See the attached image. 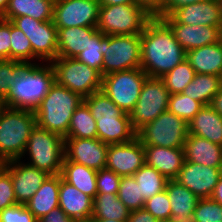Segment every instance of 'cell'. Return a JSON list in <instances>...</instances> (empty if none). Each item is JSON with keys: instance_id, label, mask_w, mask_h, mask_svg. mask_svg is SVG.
<instances>
[{"instance_id": "obj_1", "label": "cell", "mask_w": 222, "mask_h": 222, "mask_svg": "<svg viewBox=\"0 0 222 222\" xmlns=\"http://www.w3.org/2000/svg\"><path fill=\"white\" fill-rule=\"evenodd\" d=\"M140 37V68L148 77L162 78L186 59V51L162 18L151 17Z\"/></svg>"}, {"instance_id": "obj_2", "label": "cell", "mask_w": 222, "mask_h": 222, "mask_svg": "<svg viewBox=\"0 0 222 222\" xmlns=\"http://www.w3.org/2000/svg\"><path fill=\"white\" fill-rule=\"evenodd\" d=\"M55 82L51 63L25 64L4 99L6 107L34 111Z\"/></svg>"}, {"instance_id": "obj_3", "label": "cell", "mask_w": 222, "mask_h": 222, "mask_svg": "<svg viewBox=\"0 0 222 222\" xmlns=\"http://www.w3.org/2000/svg\"><path fill=\"white\" fill-rule=\"evenodd\" d=\"M82 102L83 98L79 94L55 81L34 110L36 123L39 127L65 138L72 115Z\"/></svg>"}, {"instance_id": "obj_4", "label": "cell", "mask_w": 222, "mask_h": 222, "mask_svg": "<svg viewBox=\"0 0 222 222\" xmlns=\"http://www.w3.org/2000/svg\"><path fill=\"white\" fill-rule=\"evenodd\" d=\"M32 110L6 107L0 115V164L23 156L32 129L36 126Z\"/></svg>"}, {"instance_id": "obj_5", "label": "cell", "mask_w": 222, "mask_h": 222, "mask_svg": "<svg viewBox=\"0 0 222 222\" xmlns=\"http://www.w3.org/2000/svg\"><path fill=\"white\" fill-rule=\"evenodd\" d=\"M64 146L63 137L36 124L20 160L26 158L27 155L28 165L36 167L50 176H55L61 173L65 156Z\"/></svg>"}, {"instance_id": "obj_6", "label": "cell", "mask_w": 222, "mask_h": 222, "mask_svg": "<svg viewBox=\"0 0 222 222\" xmlns=\"http://www.w3.org/2000/svg\"><path fill=\"white\" fill-rule=\"evenodd\" d=\"M151 17L136 3L100 5L97 29L105 35L141 34Z\"/></svg>"}, {"instance_id": "obj_7", "label": "cell", "mask_w": 222, "mask_h": 222, "mask_svg": "<svg viewBox=\"0 0 222 222\" xmlns=\"http://www.w3.org/2000/svg\"><path fill=\"white\" fill-rule=\"evenodd\" d=\"M188 135V122L168 110L136 132L142 145L166 148H184Z\"/></svg>"}, {"instance_id": "obj_8", "label": "cell", "mask_w": 222, "mask_h": 222, "mask_svg": "<svg viewBox=\"0 0 222 222\" xmlns=\"http://www.w3.org/2000/svg\"><path fill=\"white\" fill-rule=\"evenodd\" d=\"M51 64L55 81L82 98L102 89L101 73L75 58L57 57Z\"/></svg>"}, {"instance_id": "obj_9", "label": "cell", "mask_w": 222, "mask_h": 222, "mask_svg": "<svg viewBox=\"0 0 222 222\" xmlns=\"http://www.w3.org/2000/svg\"><path fill=\"white\" fill-rule=\"evenodd\" d=\"M103 55L102 77L117 71L140 68V34L105 35Z\"/></svg>"}, {"instance_id": "obj_10", "label": "cell", "mask_w": 222, "mask_h": 222, "mask_svg": "<svg viewBox=\"0 0 222 222\" xmlns=\"http://www.w3.org/2000/svg\"><path fill=\"white\" fill-rule=\"evenodd\" d=\"M147 77L141 68L113 72L102 77L101 91L123 112L130 114Z\"/></svg>"}, {"instance_id": "obj_11", "label": "cell", "mask_w": 222, "mask_h": 222, "mask_svg": "<svg viewBox=\"0 0 222 222\" xmlns=\"http://www.w3.org/2000/svg\"><path fill=\"white\" fill-rule=\"evenodd\" d=\"M170 93L161 78L147 77L142 85L139 99L131 111L130 120L137 132L168 109Z\"/></svg>"}, {"instance_id": "obj_12", "label": "cell", "mask_w": 222, "mask_h": 222, "mask_svg": "<svg viewBox=\"0 0 222 222\" xmlns=\"http://www.w3.org/2000/svg\"><path fill=\"white\" fill-rule=\"evenodd\" d=\"M11 22L21 29L31 42L33 64H38V61L51 63L57 58V28L52 20L42 22L29 16H20Z\"/></svg>"}, {"instance_id": "obj_13", "label": "cell", "mask_w": 222, "mask_h": 222, "mask_svg": "<svg viewBox=\"0 0 222 222\" xmlns=\"http://www.w3.org/2000/svg\"><path fill=\"white\" fill-rule=\"evenodd\" d=\"M98 0H55L53 23L56 28L97 26Z\"/></svg>"}, {"instance_id": "obj_14", "label": "cell", "mask_w": 222, "mask_h": 222, "mask_svg": "<svg viewBox=\"0 0 222 222\" xmlns=\"http://www.w3.org/2000/svg\"><path fill=\"white\" fill-rule=\"evenodd\" d=\"M145 164L144 146L136 137L126 143L109 144L106 169L120 177L134 175Z\"/></svg>"}, {"instance_id": "obj_15", "label": "cell", "mask_w": 222, "mask_h": 222, "mask_svg": "<svg viewBox=\"0 0 222 222\" xmlns=\"http://www.w3.org/2000/svg\"><path fill=\"white\" fill-rule=\"evenodd\" d=\"M11 175L16 202L26 204L50 176L22 160L1 164Z\"/></svg>"}, {"instance_id": "obj_16", "label": "cell", "mask_w": 222, "mask_h": 222, "mask_svg": "<svg viewBox=\"0 0 222 222\" xmlns=\"http://www.w3.org/2000/svg\"><path fill=\"white\" fill-rule=\"evenodd\" d=\"M64 139V154L69 161L97 171L105 168L109 144L100 141L98 138Z\"/></svg>"}, {"instance_id": "obj_17", "label": "cell", "mask_w": 222, "mask_h": 222, "mask_svg": "<svg viewBox=\"0 0 222 222\" xmlns=\"http://www.w3.org/2000/svg\"><path fill=\"white\" fill-rule=\"evenodd\" d=\"M221 175L222 168L184 161L183 167L174 180L199 198H210Z\"/></svg>"}, {"instance_id": "obj_18", "label": "cell", "mask_w": 222, "mask_h": 222, "mask_svg": "<svg viewBox=\"0 0 222 222\" xmlns=\"http://www.w3.org/2000/svg\"><path fill=\"white\" fill-rule=\"evenodd\" d=\"M162 19L170 26L175 39L186 52L222 39L221 26L186 25L177 23L171 16Z\"/></svg>"}, {"instance_id": "obj_19", "label": "cell", "mask_w": 222, "mask_h": 222, "mask_svg": "<svg viewBox=\"0 0 222 222\" xmlns=\"http://www.w3.org/2000/svg\"><path fill=\"white\" fill-rule=\"evenodd\" d=\"M177 23L186 25L222 26L217 0H204L178 8L170 15Z\"/></svg>"}, {"instance_id": "obj_20", "label": "cell", "mask_w": 222, "mask_h": 222, "mask_svg": "<svg viewBox=\"0 0 222 222\" xmlns=\"http://www.w3.org/2000/svg\"><path fill=\"white\" fill-rule=\"evenodd\" d=\"M143 146L145 152V164L154 167L168 180H174L185 161L184 149L151 145Z\"/></svg>"}, {"instance_id": "obj_21", "label": "cell", "mask_w": 222, "mask_h": 222, "mask_svg": "<svg viewBox=\"0 0 222 222\" xmlns=\"http://www.w3.org/2000/svg\"><path fill=\"white\" fill-rule=\"evenodd\" d=\"M59 207L72 219H91L93 198L64 181L60 175Z\"/></svg>"}, {"instance_id": "obj_22", "label": "cell", "mask_w": 222, "mask_h": 222, "mask_svg": "<svg viewBox=\"0 0 222 222\" xmlns=\"http://www.w3.org/2000/svg\"><path fill=\"white\" fill-rule=\"evenodd\" d=\"M165 190L171 204L170 220L173 222H196L193 212L200 198L176 180H168Z\"/></svg>"}, {"instance_id": "obj_23", "label": "cell", "mask_w": 222, "mask_h": 222, "mask_svg": "<svg viewBox=\"0 0 222 222\" xmlns=\"http://www.w3.org/2000/svg\"><path fill=\"white\" fill-rule=\"evenodd\" d=\"M185 161L222 168V146L196 135H188L184 143Z\"/></svg>"}, {"instance_id": "obj_24", "label": "cell", "mask_w": 222, "mask_h": 222, "mask_svg": "<svg viewBox=\"0 0 222 222\" xmlns=\"http://www.w3.org/2000/svg\"><path fill=\"white\" fill-rule=\"evenodd\" d=\"M97 31V26L57 28V57L76 58Z\"/></svg>"}, {"instance_id": "obj_25", "label": "cell", "mask_w": 222, "mask_h": 222, "mask_svg": "<svg viewBox=\"0 0 222 222\" xmlns=\"http://www.w3.org/2000/svg\"><path fill=\"white\" fill-rule=\"evenodd\" d=\"M186 60L190 63L195 73L221 76L222 39L215 44L187 51Z\"/></svg>"}, {"instance_id": "obj_26", "label": "cell", "mask_w": 222, "mask_h": 222, "mask_svg": "<svg viewBox=\"0 0 222 222\" xmlns=\"http://www.w3.org/2000/svg\"><path fill=\"white\" fill-rule=\"evenodd\" d=\"M188 125L189 135L206 138L222 146V116L210 105L204 106Z\"/></svg>"}, {"instance_id": "obj_27", "label": "cell", "mask_w": 222, "mask_h": 222, "mask_svg": "<svg viewBox=\"0 0 222 222\" xmlns=\"http://www.w3.org/2000/svg\"><path fill=\"white\" fill-rule=\"evenodd\" d=\"M97 138L106 144L126 143L136 138L130 117H107L96 121Z\"/></svg>"}, {"instance_id": "obj_28", "label": "cell", "mask_w": 222, "mask_h": 222, "mask_svg": "<svg viewBox=\"0 0 222 222\" xmlns=\"http://www.w3.org/2000/svg\"><path fill=\"white\" fill-rule=\"evenodd\" d=\"M59 186L60 174L49 176L25 204L38 220L59 207Z\"/></svg>"}, {"instance_id": "obj_29", "label": "cell", "mask_w": 222, "mask_h": 222, "mask_svg": "<svg viewBox=\"0 0 222 222\" xmlns=\"http://www.w3.org/2000/svg\"><path fill=\"white\" fill-rule=\"evenodd\" d=\"M54 2L55 0H9L1 18L12 21L15 17L29 16L42 22L50 21L53 19Z\"/></svg>"}, {"instance_id": "obj_30", "label": "cell", "mask_w": 222, "mask_h": 222, "mask_svg": "<svg viewBox=\"0 0 222 222\" xmlns=\"http://www.w3.org/2000/svg\"><path fill=\"white\" fill-rule=\"evenodd\" d=\"M62 179L94 198L97 195V170L69 161L65 156L60 173Z\"/></svg>"}, {"instance_id": "obj_31", "label": "cell", "mask_w": 222, "mask_h": 222, "mask_svg": "<svg viewBox=\"0 0 222 222\" xmlns=\"http://www.w3.org/2000/svg\"><path fill=\"white\" fill-rule=\"evenodd\" d=\"M221 88L220 76L195 73L193 81L187 85L182 94L206 106L211 104L213 97Z\"/></svg>"}, {"instance_id": "obj_32", "label": "cell", "mask_w": 222, "mask_h": 222, "mask_svg": "<svg viewBox=\"0 0 222 222\" xmlns=\"http://www.w3.org/2000/svg\"><path fill=\"white\" fill-rule=\"evenodd\" d=\"M131 211L118 199L117 194L97 193L93 198L92 219H112L127 222Z\"/></svg>"}, {"instance_id": "obj_33", "label": "cell", "mask_w": 222, "mask_h": 222, "mask_svg": "<svg viewBox=\"0 0 222 222\" xmlns=\"http://www.w3.org/2000/svg\"><path fill=\"white\" fill-rule=\"evenodd\" d=\"M65 138H97L96 120L84 101L73 113Z\"/></svg>"}, {"instance_id": "obj_34", "label": "cell", "mask_w": 222, "mask_h": 222, "mask_svg": "<svg viewBox=\"0 0 222 222\" xmlns=\"http://www.w3.org/2000/svg\"><path fill=\"white\" fill-rule=\"evenodd\" d=\"M133 176L139 184L140 193L145 201L165 190L168 182V179L154 167L146 164L139 168Z\"/></svg>"}, {"instance_id": "obj_35", "label": "cell", "mask_w": 222, "mask_h": 222, "mask_svg": "<svg viewBox=\"0 0 222 222\" xmlns=\"http://www.w3.org/2000/svg\"><path fill=\"white\" fill-rule=\"evenodd\" d=\"M83 101L87 104L96 121L107 117H130L128 113L123 112L101 90L83 98Z\"/></svg>"}, {"instance_id": "obj_36", "label": "cell", "mask_w": 222, "mask_h": 222, "mask_svg": "<svg viewBox=\"0 0 222 222\" xmlns=\"http://www.w3.org/2000/svg\"><path fill=\"white\" fill-rule=\"evenodd\" d=\"M194 76V69L185 59L161 79L165 83L170 94H180L185 90L187 85L193 81Z\"/></svg>"}, {"instance_id": "obj_37", "label": "cell", "mask_w": 222, "mask_h": 222, "mask_svg": "<svg viewBox=\"0 0 222 222\" xmlns=\"http://www.w3.org/2000/svg\"><path fill=\"white\" fill-rule=\"evenodd\" d=\"M117 196L131 212L144 208L145 200L133 175L121 177Z\"/></svg>"}, {"instance_id": "obj_38", "label": "cell", "mask_w": 222, "mask_h": 222, "mask_svg": "<svg viewBox=\"0 0 222 222\" xmlns=\"http://www.w3.org/2000/svg\"><path fill=\"white\" fill-rule=\"evenodd\" d=\"M11 60L33 64L31 42L25 33L10 21Z\"/></svg>"}, {"instance_id": "obj_39", "label": "cell", "mask_w": 222, "mask_h": 222, "mask_svg": "<svg viewBox=\"0 0 222 222\" xmlns=\"http://www.w3.org/2000/svg\"><path fill=\"white\" fill-rule=\"evenodd\" d=\"M104 36L100 31H97L91 38L89 45L87 48L80 52L78 56L75 58L88 65L89 67L95 68L101 73L102 76V68H103V50H104Z\"/></svg>"}, {"instance_id": "obj_40", "label": "cell", "mask_w": 222, "mask_h": 222, "mask_svg": "<svg viewBox=\"0 0 222 222\" xmlns=\"http://www.w3.org/2000/svg\"><path fill=\"white\" fill-rule=\"evenodd\" d=\"M203 107L201 102L180 93L170 94L167 110L189 123Z\"/></svg>"}, {"instance_id": "obj_41", "label": "cell", "mask_w": 222, "mask_h": 222, "mask_svg": "<svg viewBox=\"0 0 222 222\" xmlns=\"http://www.w3.org/2000/svg\"><path fill=\"white\" fill-rule=\"evenodd\" d=\"M25 64L11 59L0 60V97L5 99Z\"/></svg>"}, {"instance_id": "obj_42", "label": "cell", "mask_w": 222, "mask_h": 222, "mask_svg": "<svg viewBox=\"0 0 222 222\" xmlns=\"http://www.w3.org/2000/svg\"><path fill=\"white\" fill-rule=\"evenodd\" d=\"M193 215L196 222H222V205L211 198H200Z\"/></svg>"}, {"instance_id": "obj_43", "label": "cell", "mask_w": 222, "mask_h": 222, "mask_svg": "<svg viewBox=\"0 0 222 222\" xmlns=\"http://www.w3.org/2000/svg\"><path fill=\"white\" fill-rule=\"evenodd\" d=\"M170 200L166 190L152 196L145 201L144 208L159 222L171 218Z\"/></svg>"}, {"instance_id": "obj_44", "label": "cell", "mask_w": 222, "mask_h": 222, "mask_svg": "<svg viewBox=\"0 0 222 222\" xmlns=\"http://www.w3.org/2000/svg\"><path fill=\"white\" fill-rule=\"evenodd\" d=\"M0 222H38L25 204H14L0 211Z\"/></svg>"}, {"instance_id": "obj_45", "label": "cell", "mask_w": 222, "mask_h": 222, "mask_svg": "<svg viewBox=\"0 0 222 222\" xmlns=\"http://www.w3.org/2000/svg\"><path fill=\"white\" fill-rule=\"evenodd\" d=\"M121 177L109 169L97 171V193L118 194Z\"/></svg>"}, {"instance_id": "obj_46", "label": "cell", "mask_w": 222, "mask_h": 222, "mask_svg": "<svg viewBox=\"0 0 222 222\" xmlns=\"http://www.w3.org/2000/svg\"><path fill=\"white\" fill-rule=\"evenodd\" d=\"M17 204L10 173L0 164V211Z\"/></svg>"}, {"instance_id": "obj_47", "label": "cell", "mask_w": 222, "mask_h": 222, "mask_svg": "<svg viewBox=\"0 0 222 222\" xmlns=\"http://www.w3.org/2000/svg\"><path fill=\"white\" fill-rule=\"evenodd\" d=\"M10 21L0 17V60L11 59Z\"/></svg>"}, {"instance_id": "obj_48", "label": "cell", "mask_w": 222, "mask_h": 222, "mask_svg": "<svg viewBox=\"0 0 222 222\" xmlns=\"http://www.w3.org/2000/svg\"><path fill=\"white\" fill-rule=\"evenodd\" d=\"M150 16L158 17L162 13L165 0H135Z\"/></svg>"}, {"instance_id": "obj_49", "label": "cell", "mask_w": 222, "mask_h": 222, "mask_svg": "<svg viewBox=\"0 0 222 222\" xmlns=\"http://www.w3.org/2000/svg\"><path fill=\"white\" fill-rule=\"evenodd\" d=\"M200 1L204 0H165L164 7L162 8V13L158 17L163 18L165 16H170L178 8Z\"/></svg>"}, {"instance_id": "obj_50", "label": "cell", "mask_w": 222, "mask_h": 222, "mask_svg": "<svg viewBox=\"0 0 222 222\" xmlns=\"http://www.w3.org/2000/svg\"><path fill=\"white\" fill-rule=\"evenodd\" d=\"M38 222H77V220L68 217L60 207H57L41 217Z\"/></svg>"}, {"instance_id": "obj_51", "label": "cell", "mask_w": 222, "mask_h": 222, "mask_svg": "<svg viewBox=\"0 0 222 222\" xmlns=\"http://www.w3.org/2000/svg\"><path fill=\"white\" fill-rule=\"evenodd\" d=\"M127 222H159L150 212L145 208L132 211Z\"/></svg>"}, {"instance_id": "obj_52", "label": "cell", "mask_w": 222, "mask_h": 222, "mask_svg": "<svg viewBox=\"0 0 222 222\" xmlns=\"http://www.w3.org/2000/svg\"><path fill=\"white\" fill-rule=\"evenodd\" d=\"M210 106L222 116V88L213 97Z\"/></svg>"}, {"instance_id": "obj_53", "label": "cell", "mask_w": 222, "mask_h": 222, "mask_svg": "<svg viewBox=\"0 0 222 222\" xmlns=\"http://www.w3.org/2000/svg\"><path fill=\"white\" fill-rule=\"evenodd\" d=\"M210 198L222 205V175L220 176L219 182L216 184Z\"/></svg>"}, {"instance_id": "obj_54", "label": "cell", "mask_w": 222, "mask_h": 222, "mask_svg": "<svg viewBox=\"0 0 222 222\" xmlns=\"http://www.w3.org/2000/svg\"><path fill=\"white\" fill-rule=\"evenodd\" d=\"M100 5H120L135 3V0H98Z\"/></svg>"}, {"instance_id": "obj_55", "label": "cell", "mask_w": 222, "mask_h": 222, "mask_svg": "<svg viewBox=\"0 0 222 222\" xmlns=\"http://www.w3.org/2000/svg\"><path fill=\"white\" fill-rule=\"evenodd\" d=\"M9 0H0V17L8 7Z\"/></svg>"}, {"instance_id": "obj_56", "label": "cell", "mask_w": 222, "mask_h": 222, "mask_svg": "<svg viewBox=\"0 0 222 222\" xmlns=\"http://www.w3.org/2000/svg\"><path fill=\"white\" fill-rule=\"evenodd\" d=\"M95 222H123V221H118V220H108V219H93Z\"/></svg>"}, {"instance_id": "obj_57", "label": "cell", "mask_w": 222, "mask_h": 222, "mask_svg": "<svg viewBox=\"0 0 222 222\" xmlns=\"http://www.w3.org/2000/svg\"><path fill=\"white\" fill-rule=\"evenodd\" d=\"M5 108H6V105L4 103V99L0 97V115Z\"/></svg>"}, {"instance_id": "obj_58", "label": "cell", "mask_w": 222, "mask_h": 222, "mask_svg": "<svg viewBox=\"0 0 222 222\" xmlns=\"http://www.w3.org/2000/svg\"><path fill=\"white\" fill-rule=\"evenodd\" d=\"M217 2H218L219 9L221 11V17H222V0H217ZM221 33H222V26H221Z\"/></svg>"}, {"instance_id": "obj_59", "label": "cell", "mask_w": 222, "mask_h": 222, "mask_svg": "<svg viewBox=\"0 0 222 222\" xmlns=\"http://www.w3.org/2000/svg\"><path fill=\"white\" fill-rule=\"evenodd\" d=\"M77 222H95L92 218L86 220H77Z\"/></svg>"}, {"instance_id": "obj_60", "label": "cell", "mask_w": 222, "mask_h": 222, "mask_svg": "<svg viewBox=\"0 0 222 222\" xmlns=\"http://www.w3.org/2000/svg\"><path fill=\"white\" fill-rule=\"evenodd\" d=\"M160 222H173L172 220L168 219V220H165V221H160Z\"/></svg>"}]
</instances>
